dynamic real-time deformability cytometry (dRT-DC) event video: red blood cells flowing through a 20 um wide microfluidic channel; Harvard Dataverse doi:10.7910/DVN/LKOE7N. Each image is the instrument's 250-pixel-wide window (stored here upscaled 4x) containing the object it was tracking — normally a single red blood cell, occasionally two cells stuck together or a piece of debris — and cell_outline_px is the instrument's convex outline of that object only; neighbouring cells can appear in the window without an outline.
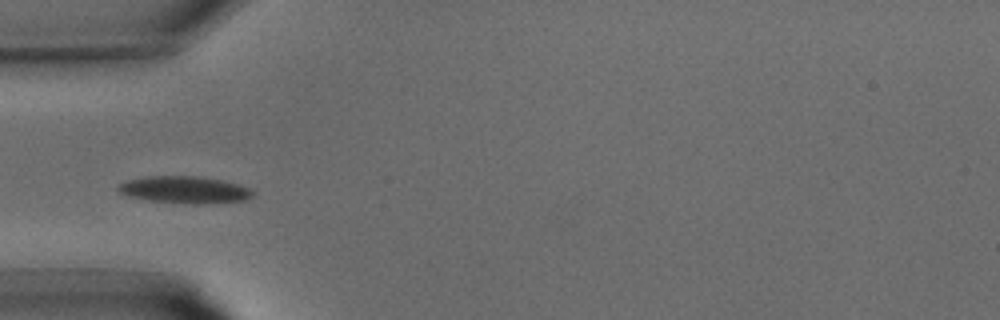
{"species": "common noctule bat (a hibernating species)", "species_latin": "Nyctalus noctula", "temperature_condition": "warm", "stored_images_in_passage": 17, "camera_frame_rate_fps": 3000, "um_per_image_px": 0.085, "animal": {"sex": "male", "body_mass_g": 15.6}, "frame": {"image": 1, "passage_image": 1, "time_ms": 0.0, "image_size_px": [1000, 320], "cell_outline_px": [[248, 192], [244, 196], [228, 200], [180, 200], [148, 196], [128, 192], [124, 188], [128, 184], [140, 180], [204, 180], [228, 184], [240, 188]], "centroid_in_image_um": [15.8, 16.14], "position_along_channel_um": 69.2, "area_um2": 14.1}}
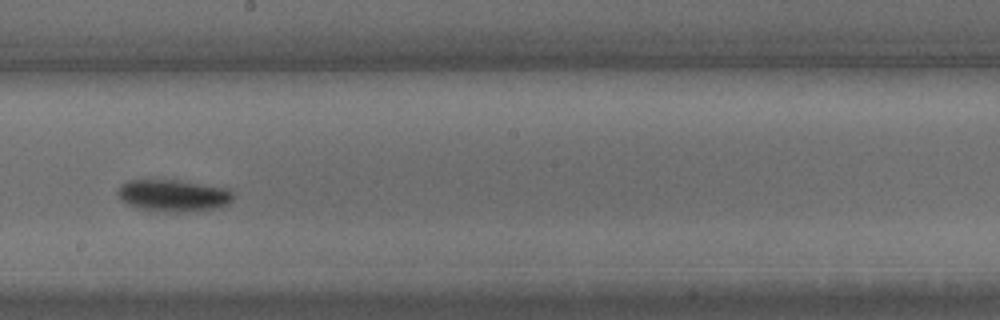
{"frame": {"image": 2, "passage_image": 9, "time_ms": 2.667, "image_size_px": [1000, 320], "cell_outline_px": [[228, 196], [224, 200], [212, 204], [152, 204], [136, 200], [124, 196], [124, 188], [128, 184], [172, 184], [200, 188], [224, 192]], "centroid_in_image_um": [14.68, 16.52], "position_along_channel_um": 233.5, "area_um2": 12.14}}
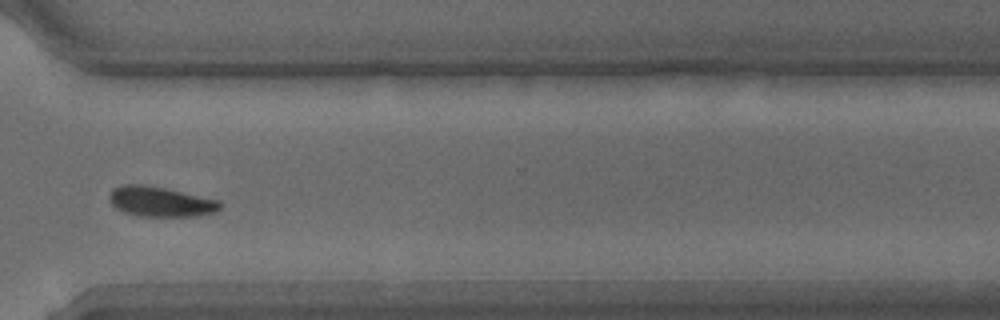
{"frame": {"image": 3, "passage_image": 15, "time_ms": 4.667, "image_size_px": [1000, 320], "cell_outline_px": [[220, 204], [216, 208], [200, 212], [136, 212], [124, 208], [116, 204], [112, 200], [112, 192], [116, 188], [152, 188], [172, 192], [208, 200]], "centroid_in_image_um": [13.54, 17.09], "position_along_channel_um": 357.1, "area_um2": 13.87}}